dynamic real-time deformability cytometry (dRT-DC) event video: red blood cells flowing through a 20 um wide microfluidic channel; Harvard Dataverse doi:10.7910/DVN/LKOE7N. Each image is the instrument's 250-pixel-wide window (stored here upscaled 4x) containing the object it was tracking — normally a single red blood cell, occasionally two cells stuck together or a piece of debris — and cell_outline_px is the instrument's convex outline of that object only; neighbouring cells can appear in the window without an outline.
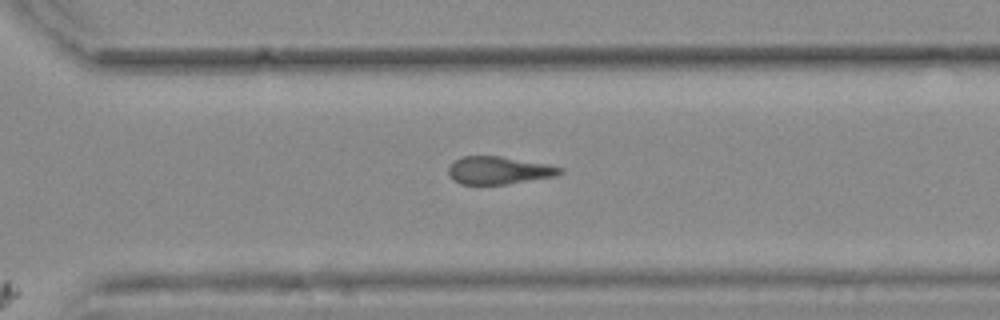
{"species": "common noctule bat (a hibernating species)", "species_latin": "Nyctalus noctula", "temperature_condition": "warm", "stored_images_in_passage": 9, "camera_frame_rate_fps": 3000, "um_per_image_px": 0.085, "animal": {"sex": "female", "body_mass_g": 25.1}, "frame": {"image": 1, "passage_image": 9, "time_ms": 2.667, "image_size_px": [1000, 320], "cell_outline_px": [[564, 172], [556, 176], [508, 184], [460, 184], [452, 180], [448, 176], [448, 168], [460, 156], [500, 156], [544, 164], [564, 168]], "centroid_in_image_um": [42.37, 14.49], "position_along_channel_um": 328.2, "area_um2": 17.98}}